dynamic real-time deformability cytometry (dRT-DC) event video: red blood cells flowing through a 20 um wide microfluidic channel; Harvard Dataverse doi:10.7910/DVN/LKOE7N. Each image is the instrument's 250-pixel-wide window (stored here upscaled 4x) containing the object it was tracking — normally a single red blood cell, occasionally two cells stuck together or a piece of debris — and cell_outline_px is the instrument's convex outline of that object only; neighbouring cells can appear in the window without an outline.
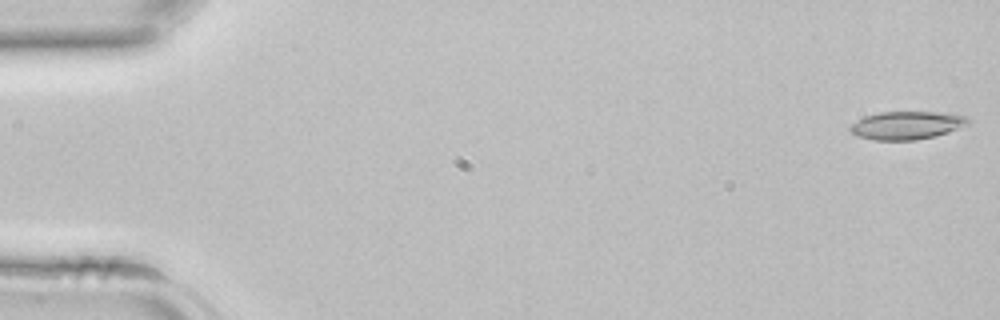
{"species": "common noctule bat (a hibernating species)", "species_latin": "Nyctalus noctula", "temperature_condition": "room temperature", "stored_images_in_passage": 39, "camera_frame_rate_fps": 3000, "um_per_image_px": 0.085, "animal": {"sex": "female", "body_mass_g": 22.7, "forearm_length_mm": 54.2}, "frame": {"image": 1, "passage_image": 1, "time_ms": 0.0, "image_size_px": [1000, 320], "cell_outline_px": [[972, 120], [968, 124], [948, 132], [936, 136], [916, 140], [872, 140], [856, 136], [848, 128], [852, 124], [864, 116], [880, 112], [940, 112], [964, 116]], "centroid_in_image_um": [77.06, 10.66], "position_along_channel_um": 7.9, "area_um2": 19.31}}
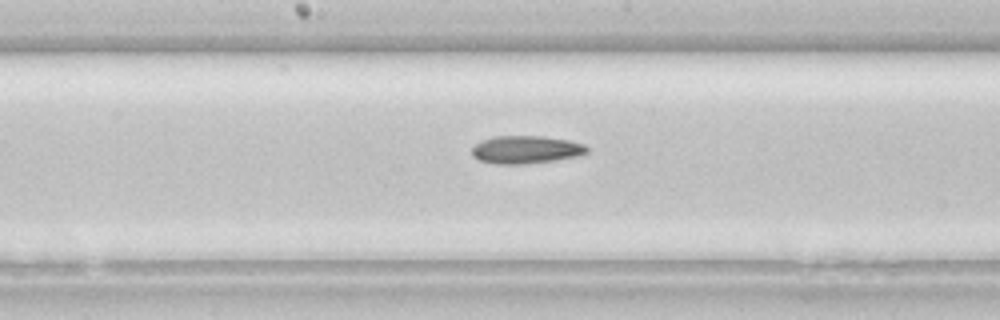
{"frame": {"image": 2, "passage_image": 22, "time_ms": 7.0, "image_size_px": [1000, 320], "cell_outline_px": [[588, 152], [576, 156], [552, 160], [524, 164], [496, 164], [480, 160], [472, 156], [472, 148], [480, 140], [492, 136], [544, 136], [568, 140], [584, 144], [588, 148]], "centroid_in_image_um": [44.67, 12.71], "position_along_channel_um": 203.5, "area_um2": 18.61}}
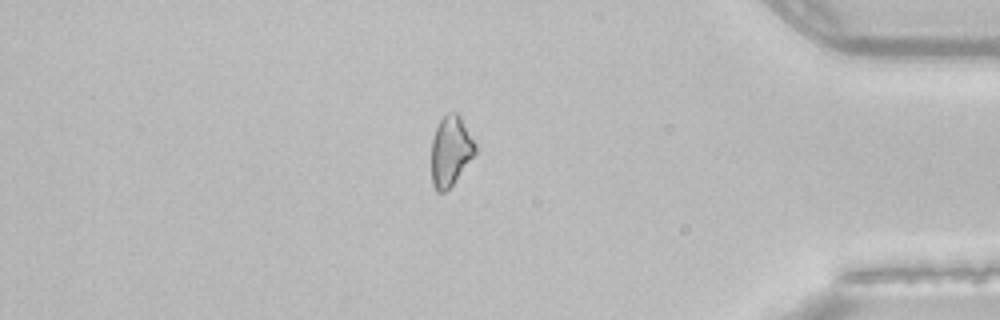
{"frame": {"image": 3, "passage_image": 36, "time_ms": 11.667, "image_size_px": [1000, 320], "cell_outline_px": [[476, 152], [452, 184], [444, 192], [436, 192], [432, 184], [432, 140], [436, 128], [440, 120], [448, 112], [460, 112], [476, 144]], "centroid_in_image_um": [38.31, 12.78], "position_along_channel_um": 396.9, "area_um2": 17.86}}